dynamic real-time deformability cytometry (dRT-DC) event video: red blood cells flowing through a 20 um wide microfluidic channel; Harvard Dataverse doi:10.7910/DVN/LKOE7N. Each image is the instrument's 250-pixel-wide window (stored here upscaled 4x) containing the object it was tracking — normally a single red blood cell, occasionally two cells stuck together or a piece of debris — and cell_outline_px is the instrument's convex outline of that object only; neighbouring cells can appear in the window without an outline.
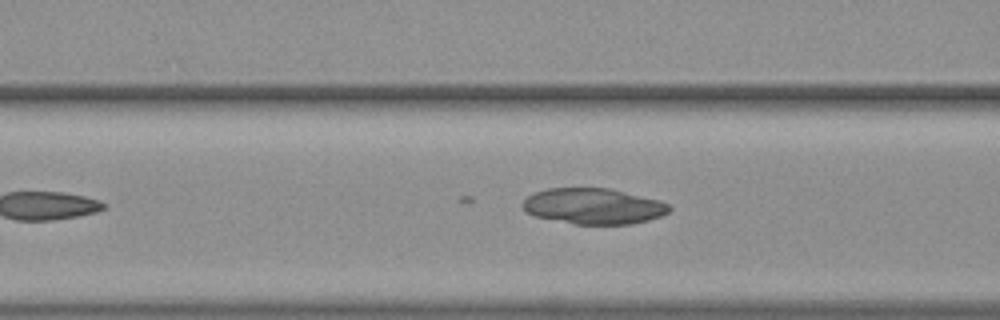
{"species": "common noctule bat (a hibernating species)", "species_latin": "Nyctalus noctula", "temperature_condition": "warm", "stored_images_in_passage": 31, "camera_frame_rate_fps": 3000, "um_per_image_px": 0.085, "animal": {"sex": "female", "body_mass_g": 19.3, "forearm_length_mm": 54.1}, "frame": {"image": 1, "passage_image": 4, "time_ms": 1.0, "image_size_px": [1000, 320], "cell_outline_px": [[672, 208], [668, 212], [660, 216], [648, 220], [632, 224], [572, 224], [532, 216], [524, 212], [520, 204], [532, 192], [548, 188], [608, 188], [660, 200], [668, 204]], "centroid_in_image_um": [50.38, 17.53], "position_along_channel_um": 116.2, "area_um2": 30.92}}
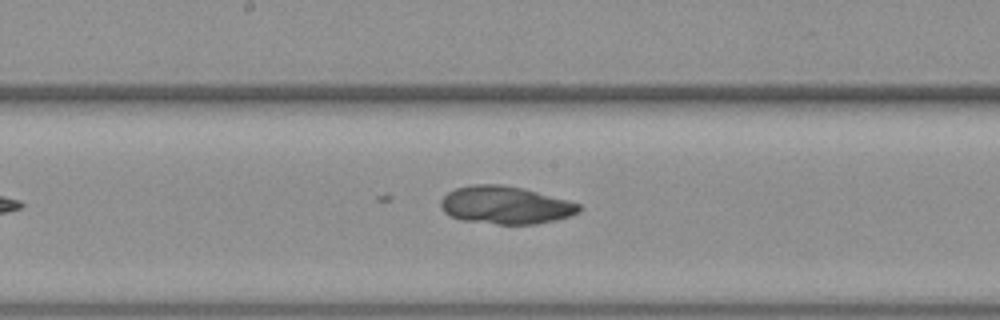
{"frame": {"image": 2, "passage_image": 11, "time_ms": 3.333, "image_size_px": [1000, 320], "cell_outline_px": [[584, 208], [580, 212], [572, 216], [556, 220], [536, 224], [496, 224], [460, 220], [448, 216], [440, 208], [440, 200], [448, 192], [456, 188], [472, 184], [500, 184], [524, 188], [568, 200], [580, 204]], "centroid_in_image_um": [42.97, 17.44], "position_along_channel_um": 205.2, "area_um2": 30.92}}
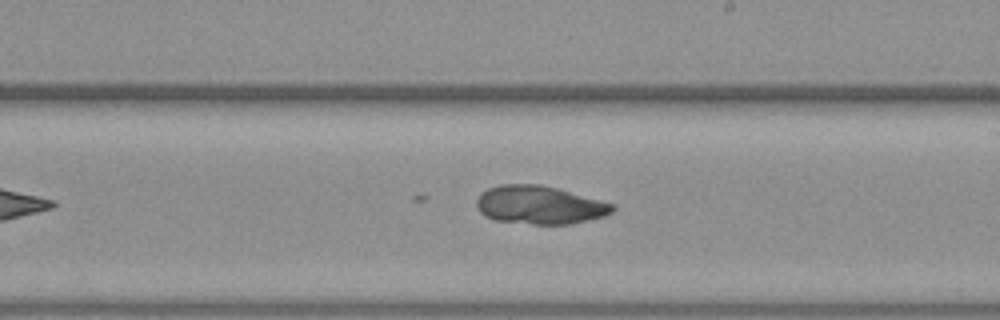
{"frame": {"image": 3, "passage_image": 14, "time_ms": 4.333, "image_size_px": [1000, 320], "cell_outline_px": [[616, 208], [612, 212], [604, 216], [572, 224], [532, 224], [496, 220], [484, 216], [476, 208], [476, 200], [488, 188], [500, 184], [540, 184], [556, 188], [612, 204]], "centroid_in_image_um": [45.83, 17.43], "position_along_channel_um": 243.2, "area_um2": 30.06}}